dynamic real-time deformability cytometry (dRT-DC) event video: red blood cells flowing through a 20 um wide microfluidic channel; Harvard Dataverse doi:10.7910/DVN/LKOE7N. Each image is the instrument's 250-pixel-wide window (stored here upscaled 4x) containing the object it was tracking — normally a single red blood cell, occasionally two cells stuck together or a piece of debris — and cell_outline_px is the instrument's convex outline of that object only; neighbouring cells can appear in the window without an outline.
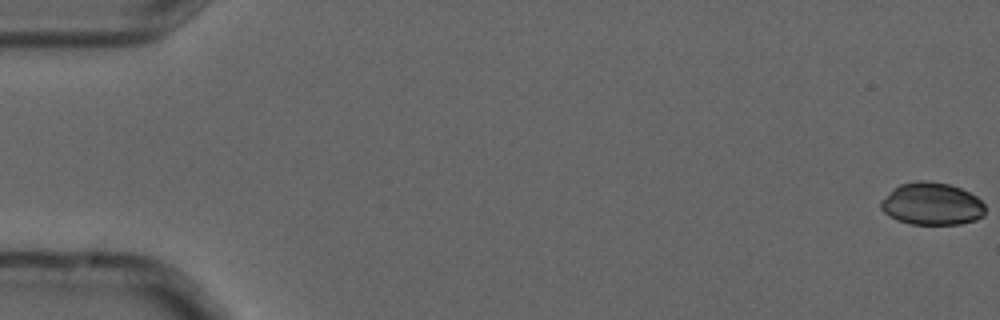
{"species": "common noctule bat (a hibernating species)", "species_latin": "Nyctalus noctula", "temperature_condition": "cold", "stored_images_in_passage": 5, "camera_frame_rate_fps": 3000, "um_per_image_px": 0.085, "animal": {"sex": "male", "forearm_length_mm": 52.5}, "frame": {"image": 1, "passage_image": 1, "time_ms": 0.0, "image_size_px": [1000, 320], "cell_outline_px": [[984, 216], [976, 220], [960, 224], [912, 224], [896, 220], [888, 216], [880, 208], [880, 200], [892, 188], [900, 184], [916, 180], [928, 180], [948, 184], [960, 188], [976, 196], [984, 204]], "centroid_in_image_um": [79.17, 17.32], "position_along_channel_um": 5.8, "area_um2": 26.07}}
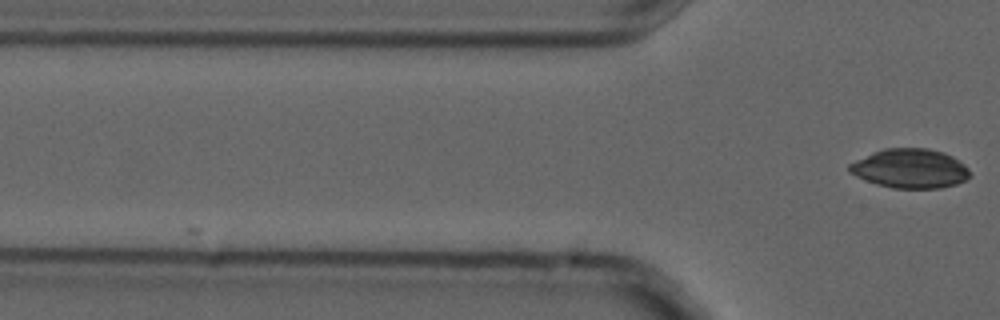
{"frame": {"image": 2, "passage_image": 5, "time_ms": 1.333, "image_size_px": [1000, 320], "cell_outline_px": [[972, 176], [968, 180], [956, 184], [940, 188], [892, 188], [876, 184], [856, 176], [848, 172], [848, 164], [872, 152], [884, 148], [928, 148], [944, 152], [960, 160], [968, 168]], "centroid_in_image_um": [77.38, 14.32], "position_along_channel_um": 48.4, "area_um2": 27.92}}